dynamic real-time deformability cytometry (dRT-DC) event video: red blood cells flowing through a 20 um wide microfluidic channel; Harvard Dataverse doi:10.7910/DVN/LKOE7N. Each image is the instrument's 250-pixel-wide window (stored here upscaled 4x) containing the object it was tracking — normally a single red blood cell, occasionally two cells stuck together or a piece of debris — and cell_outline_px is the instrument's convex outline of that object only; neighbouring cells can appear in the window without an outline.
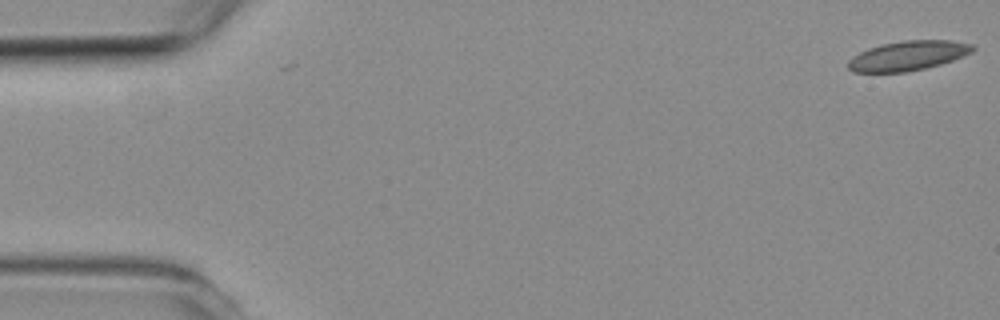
{"species": "common noctule bat (a hibernating species)", "species_latin": "Nyctalus noctula", "temperature_condition": "room temperature", "stored_images_in_passage": 3, "camera_frame_rate_fps": 3000, "um_per_image_px": 0.085, "animal": {"sex": "female", "body_mass_g": 19.3, "forearm_length_mm": 54.1}, "frame": {"image": 1, "passage_image": 1, "time_ms": 0.0, "image_size_px": [1000, 320], "cell_outline_px": [[976, 48], [972, 52], [964, 56], [940, 64], [908, 72], [852, 72], [848, 68], [848, 60], [852, 56], [868, 48], [880, 44], [904, 40], [948, 40], [976, 44]], "centroid_in_image_um": [77.19, 4.72], "position_along_channel_um": 7.8, "area_um2": 21.68}}